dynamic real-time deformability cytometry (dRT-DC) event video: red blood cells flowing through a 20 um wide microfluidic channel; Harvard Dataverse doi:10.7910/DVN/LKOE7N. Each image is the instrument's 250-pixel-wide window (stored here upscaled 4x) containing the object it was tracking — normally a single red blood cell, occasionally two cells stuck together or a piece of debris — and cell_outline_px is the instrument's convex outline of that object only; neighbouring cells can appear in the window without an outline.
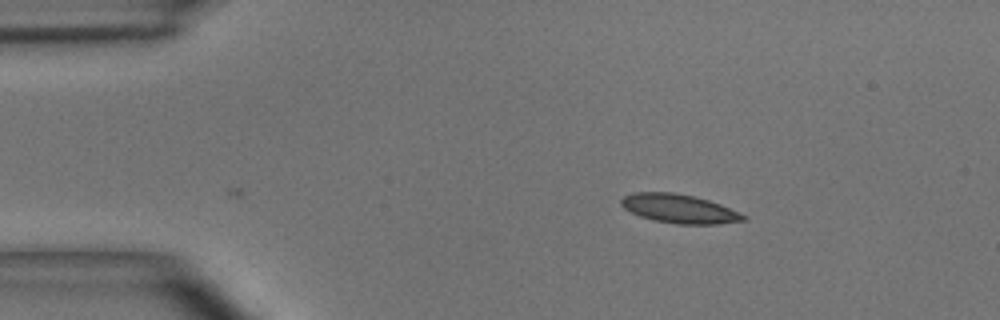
{"species": "common noctule bat (a hibernating species)", "species_latin": "Nyctalus noctula", "temperature_condition": "room temperature", "stored_images_in_passage": 2, "camera_frame_rate_fps": 3000, "um_per_image_px": 0.085, "animal": {"sex": "male", "body_mass_g": 15.6}, "frame": {"image": 1, "passage_image": 2, "time_ms": 0.333, "image_size_px": [1000, 320], "cell_outline_px": [[748, 220], [716, 224], [676, 224], [652, 220], [640, 216], [624, 208], [620, 204], [620, 200], [624, 196], [632, 192], [676, 192], [708, 200], [720, 204], [740, 212], [748, 216]], "centroid_in_image_um": [57.74, 17.74], "position_along_channel_um": 27.3, "area_um2": 20.69}}